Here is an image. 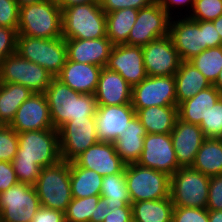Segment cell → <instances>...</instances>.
Wrapping results in <instances>:
<instances>
[{
    "instance_id": "obj_49",
    "label": "cell",
    "mask_w": 222,
    "mask_h": 222,
    "mask_svg": "<svg viewBox=\"0 0 222 222\" xmlns=\"http://www.w3.org/2000/svg\"><path fill=\"white\" fill-rule=\"evenodd\" d=\"M194 1L195 0H162L159 4L165 9V11L171 16L172 12H170V10L176 8V7H183L184 5L186 7H188V5L190 4V9L193 10L194 7Z\"/></svg>"
},
{
    "instance_id": "obj_39",
    "label": "cell",
    "mask_w": 222,
    "mask_h": 222,
    "mask_svg": "<svg viewBox=\"0 0 222 222\" xmlns=\"http://www.w3.org/2000/svg\"><path fill=\"white\" fill-rule=\"evenodd\" d=\"M18 150V133L9 125L0 129V161L12 162Z\"/></svg>"
},
{
    "instance_id": "obj_54",
    "label": "cell",
    "mask_w": 222,
    "mask_h": 222,
    "mask_svg": "<svg viewBox=\"0 0 222 222\" xmlns=\"http://www.w3.org/2000/svg\"><path fill=\"white\" fill-rule=\"evenodd\" d=\"M213 86L222 94V68Z\"/></svg>"
},
{
    "instance_id": "obj_9",
    "label": "cell",
    "mask_w": 222,
    "mask_h": 222,
    "mask_svg": "<svg viewBox=\"0 0 222 222\" xmlns=\"http://www.w3.org/2000/svg\"><path fill=\"white\" fill-rule=\"evenodd\" d=\"M53 78L46 69L22 58L17 52L0 63V83L20 84L33 93H44Z\"/></svg>"
},
{
    "instance_id": "obj_4",
    "label": "cell",
    "mask_w": 222,
    "mask_h": 222,
    "mask_svg": "<svg viewBox=\"0 0 222 222\" xmlns=\"http://www.w3.org/2000/svg\"><path fill=\"white\" fill-rule=\"evenodd\" d=\"M106 36V13L99 3L79 4L62 9L64 39H98Z\"/></svg>"
},
{
    "instance_id": "obj_27",
    "label": "cell",
    "mask_w": 222,
    "mask_h": 222,
    "mask_svg": "<svg viewBox=\"0 0 222 222\" xmlns=\"http://www.w3.org/2000/svg\"><path fill=\"white\" fill-rule=\"evenodd\" d=\"M174 79L177 105L212 86L210 81L190 61H181Z\"/></svg>"
},
{
    "instance_id": "obj_17",
    "label": "cell",
    "mask_w": 222,
    "mask_h": 222,
    "mask_svg": "<svg viewBox=\"0 0 222 222\" xmlns=\"http://www.w3.org/2000/svg\"><path fill=\"white\" fill-rule=\"evenodd\" d=\"M106 67L118 72L131 86L139 84L147 77L141 46L114 45Z\"/></svg>"
},
{
    "instance_id": "obj_36",
    "label": "cell",
    "mask_w": 222,
    "mask_h": 222,
    "mask_svg": "<svg viewBox=\"0 0 222 222\" xmlns=\"http://www.w3.org/2000/svg\"><path fill=\"white\" fill-rule=\"evenodd\" d=\"M101 196L94 195L85 198H72L64 215L66 222H90L95 217L96 206Z\"/></svg>"
},
{
    "instance_id": "obj_50",
    "label": "cell",
    "mask_w": 222,
    "mask_h": 222,
    "mask_svg": "<svg viewBox=\"0 0 222 222\" xmlns=\"http://www.w3.org/2000/svg\"><path fill=\"white\" fill-rule=\"evenodd\" d=\"M108 214V204L106 199L100 197L96 206L95 217H91L90 222H104Z\"/></svg>"
},
{
    "instance_id": "obj_24",
    "label": "cell",
    "mask_w": 222,
    "mask_h": 222,
    "mask_svg": "<svg viewBox=\"0 0 222 222\" xmlns=\"http://www.w3.org/2000/svg\"><path fill=\"white\" fill-rule=\"evenodd\" d=\"M102 67L94 64L77 63L66 59L57 76L64 84L81 94H94Z\"/></svg>"
},
{
    "instance_id": "obj_26",
    "label": "cell",
    "mask_w": 222,
    "mask_h": 222,
    "mask_svg": "<svg viewBox=\"0 0 222 222\" xmlns=\"http://www.w3.org/2000/svg\"><path fill=\"white\" fill-rule=\"evenodd\" d=\"M221 96L213 85L198 92L194 97L178 105V118L186 123L200 125Z\"/></svg>"
},
{
    "instance_id": "obj_37",
    "label": "cell",
    "mask_w": 222,
    "mask_h": 222,
    "mask_svg": "<svg viewBox=\"0 0 222 222\" xmlns=\"http://www.w3.org/2000/svg\"><path fill=\"white\" fill-rule=\"evenodd\" d=\"M205 138H222V96L199 125Z\"/></svg>"
},
{
    "instance_id": "obj_45",
    "label": "cell",
    "mask_w": 222,
    "mask_h": 222,
    "mask_svg": "<svg viewBox=\"0 0 222 222\" xmlns=\"http://www.w3.org/2000/svg\"><path fill=\"white\" fill-rule=\"evenodd\" d=\"M199 27L203 30L204 50L222 45L221 37L212 21H199Z\"/></svg>"
},
{
    "instance_id": "obj_42",
    "label": "cell",
    "mask_w": 222,
    "mask_h": 222,
    "mask_svg": "<svg viewBox=\"0 0 222 222\" xmlns=\"http://www.w3.org/2000/svg\"><path fill=\"white\" fill-rule=\"evenodd\" d=\"M17 28L0 26V63L17 50Z\"/></svg>"
},
{
    "instance_id": "obj_14",
    "label": "cell",
    "mask_w": 222,
    "mask_h": 222,
    "mask_svg": "<svg viewBox=\"0 0 222 222\" xmlns=\"http://www.w3.org/2000/svg\"><path fill=\"white\" fill-rule=\"evenodd\" d=\"M137 164L172 176L179 168L171 134L147 133Z\"/></svg>"
},
{
    "instance_id": "obj_56",
    "label": "cell",
    "mask_w": 222,
    "mask_h": 222,
    "mask_svg": "<svg viewBox=\"0 0 222 222\" xmlns=\"http://www.w3.org/2000/svg\"><path fill=\"white\" fill-rule=\"evenodd\" d=\"M6 126L5 122L0 117V129H3Z\"/></svg>"
},
{
    "instance_id": "obj_20",
    "label": "cell",
    "mask_w": 222,
    "mask_h": 222,
    "mask_svg": "<svg viewBox=\"0 0 222 222\" xmlns=\"http://www.w3.org/2000/svg\"><path fill=\"white\" fill-rule=\"evenodd\" d=\"M74 162L79 166L97 172L101 176L123 173L126 163L116 153L113 143L97 142L82 152Z\"/></svg>"
},
{
    "instance_id": "obj_6",
    "label": "cell",
    "mask_w": 222,
    "mask_h": 222,
    "mask_svg": "<svg viewBox=\"0 0 222 222\" xmlns=\"http://www.w3.org/2000/svg\"><path fill=\"white\" fill-rule=\"evenodd\" d=\"M16 52L22 58L40 65L54 77L60 74L67 59L63 37L46 39L18 34Z\"/></svg>"
},
{
    "instance_id": "obj_28",
    "label": "cell",
    "mask_w": 222,
    "mask_h": 222,
    "mask_svg": "<svg viewBox=\"0 0 222 222\" xmlns=\"http://www.w3.org/2000/svg\"><path fill=\"white\" fill-rule=\"evenodd\" d=\"M135 111L146 132L151 134H170L178 118V106H151Z\"/></svg>"
},
{
    "instance_id": "obj_29",
    "label": "cell",
    "mask_w": 222,
    "mask_h": 222,
    "mask_svg": "<svg viewBox=\"0 0 222 222\" xmlns=\"http://www.w3.org/2000/svg\"><path fill=\"white\" fill-rule=\"evenodd\" d=\"M191 167L208 177L221 175L222 138H205Z\"/></svg>"
},
{
    "instance_id": "obj_23",
    "label": "cell",
    "mask_w": 222,
    "mask_h": 222,
    "mask_svg": "<svg viewBox=\"0 0 222 222\" xmlns=\"http://www.w3.org/2000/svg\"><path fill=\"white\" fill-rule=\"evenodd\" d=\"M132 86L118 73L107 67L101 69L94 96L97 105L131 104Z\"/></svg>"
},
{
    "instance_id": "obj_57",
    "label": "cell",
    "mask_w": 222,
    "mask_h": 222,
    "mask_svg": "<svg viewBox=\"0 0 222 222\" xmlns=\"http://www.w3.org/2000/svg\"><path fill=\"white\" fill-rule=\"evenodd\" d=\"M162 0H153V2H155V3H160Z\"/></svg>"
},
{
    "instance_id": "obj_12",
    "label": "cell",
    "mask_w": 222,
    "mask_h": 222,
    "mask_svg": "<svg viewBox=\"0 0 222 222\" xmlns=\"http://www.w3.org/2000/svg\"><path fill=\"white\" fill-rule=\"evenodd\" d=\"M171 19L172 16L160 4L155 2L139 9L136 22L124 44L143 46L152 40L168 36Z\"/></svg>"
},
{
    "instance_id": "obj_34",
    "label": "cell",
    "mask_w": 222,
    "mask_h": 222,
    "mask_svg": "<svg viewBox=\"0 0 222 222\" xmlns=\"http://www.w3.org/2000/svg\"><path fill=\"white\" fill-rule=\"evenodd\" d=\"M100 196L106 199L108 208L131 207L125 171L103 177Z\"/></svg>"
},
{
    "instance_id": "obj_32",
    "label": "cell",
    "mask_w": 222,
    "mask_h": 222,
    "mask_svg": "<svg viewBox=\"0 0 222 222\" xmlns=\"http://www.w3.org/2000/svg\"><path fill=\"white\" fill-rule=\"evenodd\" d=\"M138 10L125 8L106 13V34L114 44H124L136 22Z\"/></svg>"
},
{
    "instance_id": "obj_41",
    "label": "cell",
    "mask_w": 222,
    "mask_h": 222,
    "mask_svg": "<svg viewBox=\"0 0 222 222\" xmlns=\"http://www.w3.org/2000/svg\"><path fill=\"white\" fill-rule=\"evenodd\" d=\"M19 9L17 0H0V26L18 28Z\"/></svg>"
},
{
    "instance_id": "obj_35",
    "label": "cell",
    "mask_w": 222,
    "mask_h": 222,
    "mask_svg": "<svg viewBox=\"0 0 222 222\" xmlns=\"http://www.w3.org/2000/svg\"><path fill=\"white\" fill-rule=\"evenodd\" d=\"M189 61L213 85L222 68V45L205 49Z\"/></svg>"
},
{
    "instance_id": "obj_7",
    "label": "cell",
    "mask_w": 222,
    "mask_h": 222,
    "mask_svg": "<svg viewBox=\"0 0 222 222\" xmlns=\"http://www.w3.org/2000/svg\"><path fill=\"white\" fill-rule=\"evenodd\" d=\"M125 179L131 203L170 197L171 176L166 173L130 163L125 167Z\"/></svg>"
},
{
    "instance_id": "obj_53",
    "label": "cell",
    "mask_w": 222,
    "mask_h": 222,
    "mask_svg": "<svg viewBox=\"0 0 222 222\" xmlns=\"http://www.w3.org/2000/svg\"><path fill=\"white\" fill-rule=\"evenodd\" d=\"M217 32L219 33L222 41V15H220L217 19L212 21Z\"/></svg>"
},
{
    "instance_id": "obj_48",
    "label": "cell",
    "mask_w": 222,
    "mask_h": 222,
    "mask_svg": "<svg viewBox=\"0 0 222 222\" xmlns=\"http://www.w3.org/2000/svg\"><path fill=\"white\" fill-rule=\"evenodd\" d=\"M104 222H133L132 207L108 208V214Z\"/></svg>"
},
{
    "instance_id": "obj_31",
    "label": "cell",
    "mask_w": 222,
    "mask_h": 222,
    "mask_svg": "<svg viewBox=\"0 0 222 222\" xmlns=\"http://www.w3.org/2000/svg\"><path fill=\"white\" fill-rule=\"evenodd\" d=\"M103 176L93 170L79 167L70 162V185L72 198L100 195Z\"/></svg>"
},
{
    "instance_id": "obj_30",
    "label": "cell",
    "mask_w": 222,
    "mask_h": 222,
    "mask_svg": "<svg viewBox=\"0 0 222 222\" xmlns=\"http://www.w3.org/2000/svg\"><path fill=\"white\" fill-rule=\"evenodd\" d=\"M133 222H172L171 197L131 203Z\"/></svg>"
},
{
    "instance_id": "obj_19",
    "label": "cell",
    "mask_w": 222,
    "mask_h": 222,
    "mask_svg": "<svg viewBox=\"0 0 222 222\" xmlns=\"http://www.w3.org/2000/svg\"><path fill=\"white\" fill-rule=\"evenodd\" d=\"M135 115L136 111L131 104L97 105L95 122L98 140L113 143Z\"/></svg>"
},
{
    "instance_id": "obj_3",
    "label": "cell",
    "mask_w": 222,
    "mask_h": 222,
    "mask_svg": "<svg viewBox=\"0 0 222 222\" xmlns=\"http://www.w3.org/2000/svg\"><path fill=\"white\" fill-rule=\"evenodd\" d=\"M19 35L54 39L62 37V9L56 0H43L20 6Z\"/></svg>"
},
{
    "instance_id": "obj_21",
    "label": "cell",
    "mask_w": 222,
    "mask_h": 222,
    "mask_svg": "<svg viewBox=\"0 0 222 222\" xmlns=\"http://www.w3.org/2000/svg\"><path fill=\"white\" fill-rule=\"evenodd\" d=\"M171 139L180 167H191L205 137L199 125L176 119Z\"/></svg>"
},
{
    "instance_id": "obj_38",
    "label": "cell",
    "mask_w": 222,
    "mask_h": 222,
    "mask_svg": "<svg viewBox=\"0 0 222 222\" xmlns=\"http://www.w3.org/2000/svg\"><path fill=\"white\" fill-rule=\"evenodd\" d=\"M191 11L186 16L192 20L213 21L222 15V0H195Z\"/></svg>"
},
{
    "instance_id": "obj_55",
    "label": "cell",
    "mask_w": 222,
    "mask_h": 222,
    "mask_svg": "<svg viewBox=\"0 0 222 222\" xmlns=\"http://www.w3.org/2000/svg\"><path fill=\"white\" fill-rule=\"evenodd\" d=\"M40 1H43V0H17V3L19 4V6H23L26 4L36 3Z\"/></svg>"
},
{
    "instance_id": "obj_5",
    "label": "cell",
    "mask_w": 222,
    "mask_h": 222,
    "mask_svg": "<svg viewBox=\"0 0 222 222\" xmlns=\"http://www.w3.org/2000/svg\"><path fill=\"white\" fill-rule=\"evenodd\" d=\"M34 187L42 207L64 213L72 201L70 162L60 160L55 165L41 168Z\"/></svg>"
},
{
    "instance_id": "obj_16",
    "label": "cell",
    "mask_w": 222,
    "mask_h": 222,
    "mask_svg": "<svg viewBox=\"0 0 222 222\" xmlns=\"http://www.w3.org/2000/svg\"><path fill=\"white\" fill-rule=\"evenodd\" d=\"M9 126L17 133L54 129L45 93H33L25 100Z\"/></svg>"
},
{
    "instance_id": "obj_2",
    "label": "cell",
    "mask_w": 222,
    "mask_h": 222,
    "mask_svg": "<svg viewBox=\"0 0 222 222\" xmlns=\"http://www.w3.org/2000/svg\"><path fill=\"white\" fill-rule=\"evenodd\" d=\"M44 93L54 129L59 130L70 120L96 115L97 102L94 94L75 92L57 77L52 79Z\"/></svg>"
},
{
    "instance_id": "obj_1",
    "label": "cell",
    "mask_w": 222,
    "mask_h": 222,
    "mask_svg": "<svg viewBox=\"0 0 222 222\" xmlns=\"http://www.w3.org/2000/svg\"><path fill=\"white\" fill-rule=\"evenodd\" d=\"M60 160L57 129L18 133V150L11 162L18 182L34 186L41 168L55 165Z\"/></svg>"
},
{
    "instance_id": "obj_15",
    "label": "cell",
    "mask_w": 222,
    "mask_h": 222,
    "mask_svg": "<svg viewBox=\"0 0 222 222\" xmlns=\"http://www.w3.org/2000/svg\"><path fill=\"white\" fill-rule=\"evenodd\" d=\"M147 76H174L181 59L171 37L164 36L141 46Z\"/></svg>"
},
{
    "instance_id": "obj_47",
    "label": "cell",
    "mask_w": 222,
    "mask_h": 222,
    "mask_svg": "<svg viewBox=\"0 0 222 222\" xmlns=\"http://www.w3.org/2000/svg\"><path fill=\"white\" fill-rule=\"evenodd\" d=\"M31 222H66V221L63 212L41 206L39 210L35 213Z\"/></svg>"
},
{
    "instance_id": "obj_43",
    "label": "cell",
    "mask_w": 222,
    "mask_h": 222,
    "mask_svg": "<svg viewBox=\"0 0 222 222\" xmlns=\"http://www.w3.org/2000/svg\"><path fill=\"white\" fill-rule=\"evenodd\" d=\"M153 3V0H100V6L105 13L132 8L141 9Z\"/></svg>"
},
{
    "instance_id": "obj_13",
    "label": "cell",
    "mask_w": 222,
    "mask_h": 222,
    "mask_svg": "<svg viewBox=\"0 0 222 222\" xmlns=\"http://www.w3.org/2000/svg\"><path fill=\"white\" fill-rule=\"evenodd\" d=\"M131 105L134 109L178 106L174 76H147L132 86Z\"/></svg>"
},
{
    "instance_id": "obj_18",
    "label": "cell",
    "mask_w": 222,
    "mask_h": 222,
    "mask_svg": "<svg viewBox=\"0 0 222 222\" xmlns=\"http://www.w3.org/2000/svg\"><path fill=\"white\" fill-rule=\"evenodd\" d=\"M169 36L181 61H189L204 50L203 30L199 27V20H192L188 16L176 21L172 18Z\"/></svg>"
},
{
    "instance_id": "obj_22",
    "label": "cell",
    "mask_w": 222,
    "mask_h": 222,
    "mask_svg": "<svg viewBox=\"0 0 222 222\" xmlns=\"http://www.w3.org/2000/svg\"><path fill=\"white\" fill-rule=\"evenodd\" d=\"M67 59L106 67L114 44L106 36L98 39H65Z\"/></svg>"
},
{
    "instance_id": "obj_44",
    "label": "cell",
    "mask_w": 222,
    "mask_h": 222,
    "mask_svg": "<svg viewBox=\"0 0 222 222\" xmlns=\"http://www.w3.org/2000/svg\"><path fill=\"white\" fill-rule=\"evenodd\" d=\"M207 210H222V174L210 177Z\"/></svg>"
},
{
    "instance_id": "obj_46",
    "label": "cell",
    "mask_w": 222,
    "mask_h": 222,
    "mask_svg": "<svg viewBox=\"0 0 222 222\" xmlns=\"http://www.w3.org/2000/svg\"><path fill=\"white\" fill-rule=\"evenodd\" d=\"M18 183L14 168L11 162L0 161V193Z\"/></svg>"
},
{
    "instance_id": "obj_11",
    "label": "cell",
    "mask_w": 222,
    "mask_h": 222,
    "mask_svg": "<svg viewBox=\"0 0 222 222\" xmlns=\"http://www.w3.org/2000/svg\"><path fill=\"white\" fill-rule=\"evenodd\" d=\"M58 131L60 157L63 161H74L82 152L99 142L95 117L70 120Z\"/></svg>"
},
{
    "instance_id": "obj_52",
    "label": "cell",
    "mask_w": 222,
    "mask_h": 222,
    "mask_svg": "<svg viewBox=\"0 0 222 222\" xmlns=\"http://www.w3.org/2000/svg\"><path fill=\"white\" fill-rule=\"evenodd\" d=\"M209 222H222V210H208Z\"/></svg>"
},
{
    "instance_id": "obj_51",
    "label": "cell",
    "mask_w": 222,
    "mask_h": 222,
    "mask_svg": "<svg viewBox=\"0 0 222 222\" xmlns=\"http://www.w3.org/2000/svg\"><path fill=\"white\" fill-rule=\"evenodd\" d=\"M61 9L73 5L86 4V3H100V0H56Z\"/></svg>"
},
{
    "instance_id": "obj_10",
    "label": "cell",
    "mask_w": 222,
    "mask_h": 222,
    "mask_svg": "<svg viewBox=\"0 0 222 222\" xmlns=\"http://www.w3.org/2000/svg\"><path fill=\"white\" fill-rule=\"evenodd\" d=\"M40 207L35 187L18 182L0 193V222H31Z\"/></svg>"
},
{
    "instance_id": "obj_33",
    "label": "cell",
    "mask_w": 222,
    "mask_h": 222,
    "mask_svg": "<svg viewBox=\"0 0 222 222\" xmlns=\"http://www.w3.org/2000/svg\"><path fill=\"white\" fill-rule=\"evenodd\" d=\"M33 92L27 87L15 83H0V117L9 125L21 104Z\"/></svg>"
},
{
    "instance_id": "obj_25",
    "label": "cell",
    "mask_w": 222,
    "mask_h": 222,
    "mask_svg": "<svg viewBox=\"0 0 222 222\" xmlns=\"http://www.w3.org/2000/svg\"><path fill=\"white\" fill-rule=\"evenodd\" d=\"M146 129L135 115L127 122V127L113 142L116 153L126 163H137L143 150Z\"/></svg>"
},
{
    "instance_id": "obj_40",
    "label": "cell",
    "mask_w": 222,
    "mask_h": 222,
    "mask_svg": "<svg viewBox=\"0 0 222 222\" xmlns=\"http://www.w3.org/2000/svg\"><path fill=\"white\" fill-rule=\"evenodd\" d=\"M172 222H209L206 208L174 206Z\"/></svg>"
},
{
    "instance_id": "obj_8",
    "label": "cell",
    "mask_w": 222,
    "mask_h": 222,
    "mask_svg": "<svg viewBox=\"0 0 222 222\" xmlns=\"http://www.w3.org/2000/svg\"><path fill=\"white\" fill-rule=\"evenodd\" d=\"M210 177L181 167L171 176L170 197L174 206L206 208Z\"/></svg>"
}]
</instances>
